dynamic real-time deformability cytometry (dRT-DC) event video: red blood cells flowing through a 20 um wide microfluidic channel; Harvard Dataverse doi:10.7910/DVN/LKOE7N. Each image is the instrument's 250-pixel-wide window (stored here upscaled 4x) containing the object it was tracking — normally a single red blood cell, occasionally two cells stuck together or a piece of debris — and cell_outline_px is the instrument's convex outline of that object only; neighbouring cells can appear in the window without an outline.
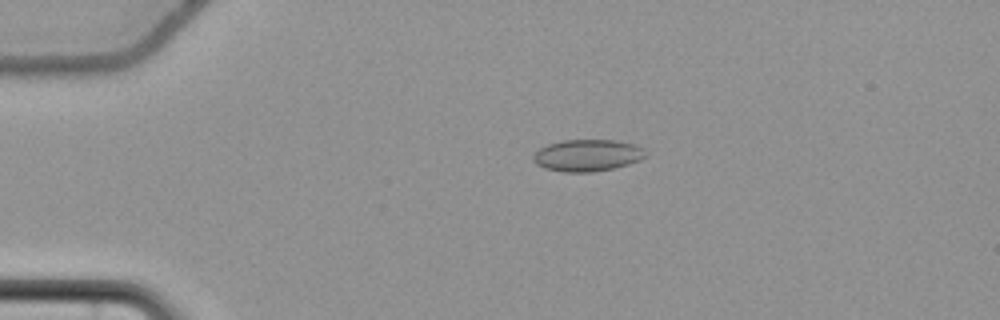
{"species": "common noctule bat (a hibernating species)", "species_latin": "Nyctalus noctula", "temperature_condition": "cold", "stored_images_in_passage": 58, "camera_frame_rate_fps": 3000, "um_per_image_px": 0.085, "animal": {"sex": "female", "body_mass_g": 22.7, "forearm_length_mm": 54.2}, "frame": {"image": 1, "passage_image": 14, "time_ms": 4.333, "image_size_px": [1000, 320], "cell_outline_px": [[648, 156], [640, 160], [628, 164], [612, 168], [592, 172], [564, 172], [544, 168], [536, 164], [532, 160], [532, 156], [540, 148], [548, 144], [564, 140], [616, 140], [636, 144], [644, 148]], "centroid_in_image_um": [49.95, 13.2], "position_along_channel_um": 35.0, "area_um2": 20.98}}
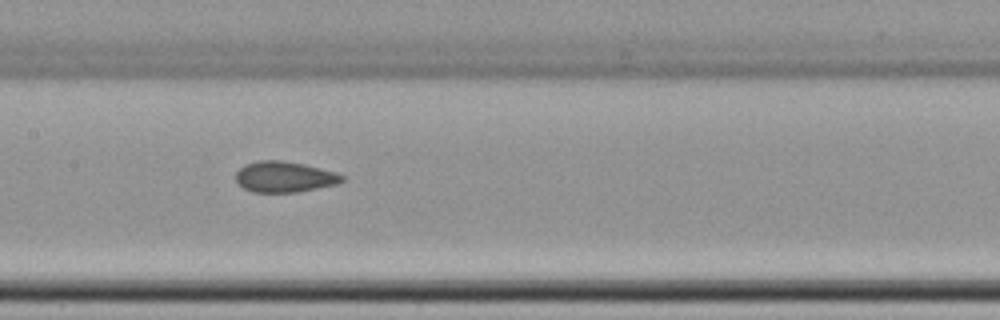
{"frame": {"image": 2, "passage_image": 30, "time_ms": 9.667, "image_size_px": [1000, 320], "cell_outline_px": [[344, 180], [340, 184], [296, 192], [252, 192], [244, 188], [236, 180], [236, 172], [244, 164], [260, 160], [280, 160], [304, 164], [336, 172], [344, 176]], "centroid_in_image_um": [24.2, 15.03], "position_along_channel_um": 183.2, "area_um2": 19.13}}
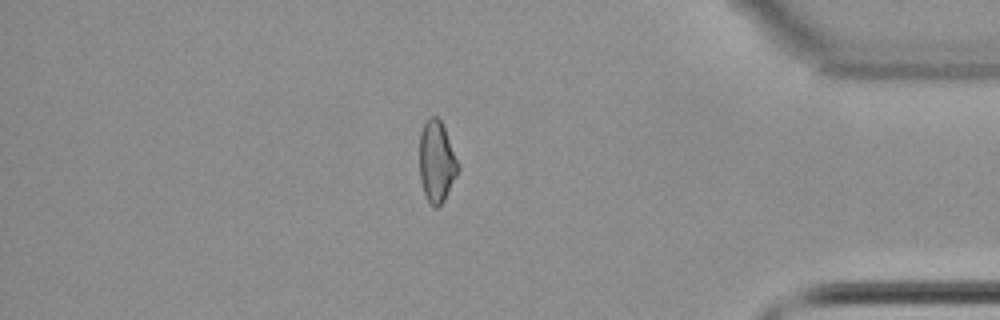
{"frame": {"image": 3, "passage_image": 50, "time_ms": 16.333, "image_size_px": [1000, 320], "cell_outline_px": [[460, 168], [444, 200], [436, 208], [432, 208], [424, 192], [420, 180], [420, 132], [424, 124], [432, 116], [436, 116], [440, 120], [444, 128], [460, 164]], "centroid_in_image_um": [37.12, 13.76], "position_along_channel_um": 398.1, "area_um2": 18.15}, "authors_computed_cell_mechanics": {"area_um2": 19.4786, "velocity_mm_per_s": 3.691, "shape_relaxation_time_tau1_ms": 2.4695, "shape_relaxation_time_tau2_ms": 3.3994, "deformation_change_tau1": 0.0398, "deformation_change_tau2": 0.0822}}